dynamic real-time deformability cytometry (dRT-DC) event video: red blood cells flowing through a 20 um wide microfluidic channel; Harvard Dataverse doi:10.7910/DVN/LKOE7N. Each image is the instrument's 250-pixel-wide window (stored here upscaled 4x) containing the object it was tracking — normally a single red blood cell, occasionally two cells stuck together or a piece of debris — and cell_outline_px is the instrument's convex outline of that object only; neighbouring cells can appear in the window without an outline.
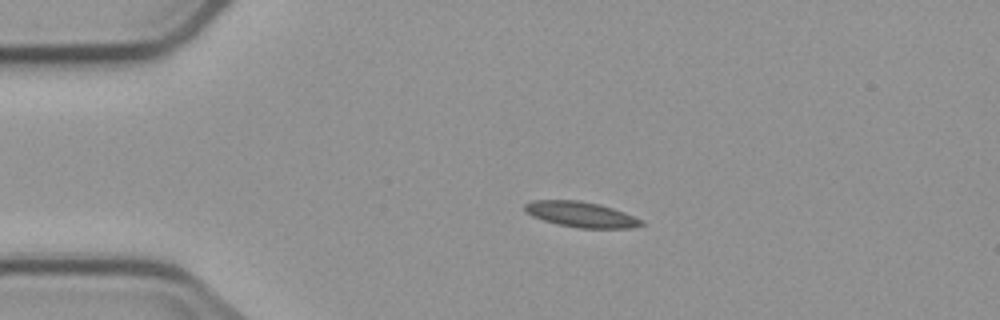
{"species": "common noctule bat (a hibernating species)", "species_latin": "Nyctalus noctula", "temperature_condition": "cold", "stored_images_in_passage": 4, "camera_frame_rate_fps": 3000, "um_per_image_px": 0.085, "animal": {"sex": "male", "body_mass_g": 23.1, "forearm_length_mm": 52.7}, "frame": {"image": 1, "passage_image": 3, "time_ms": 2.333, "image_size_px": [1000, 320], "cell_outline_px": [[644, 224], [632, 228], [580, 228], [556, 224], [532, 216], [524, 212], [524, 204], [532, 200], [576, 200], [600, 204], [624, 212], [644, 220]], "centroid_in_image_um": [49.37, 18.22], "position_along_channel_um": 35.6, "area_um2": 17.4}}